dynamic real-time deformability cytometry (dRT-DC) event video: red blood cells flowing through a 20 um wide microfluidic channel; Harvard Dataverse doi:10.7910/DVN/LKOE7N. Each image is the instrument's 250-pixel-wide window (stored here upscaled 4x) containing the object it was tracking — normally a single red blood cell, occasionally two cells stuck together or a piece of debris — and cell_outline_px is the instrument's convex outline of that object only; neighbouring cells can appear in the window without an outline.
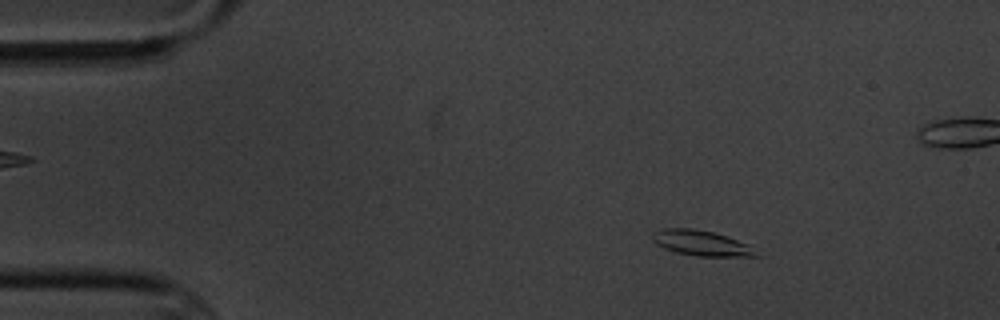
{"species": "common noctule bat (a hibernating species)", "species_latin": "Nyctalus noctula", "temperature_condition": "cold", "stored_images_in_passage": 6, "camera_frame_rate_fps": 3000, "um_per_image_px": 0.085, "animal": {"sex": "male", "body_mass_g": 20.1, "forearm_length_mm": 53.5}, "frame": {"image": 1, "passage_image": 3, "time_ms": 2.333, "image_size_px": [1000, 320], "cell_outline_px": [[760, 256], [696, 256], [676, 252], [664, 248], [656, 244], [652, 240], [652, 232], [664, 228], [692, 228], [712, 232], [748, 244]], "centroid_in_image_um": [59.55, 20.66], "position_along_channel_um": 25.5, "area_um2": 15.09}}